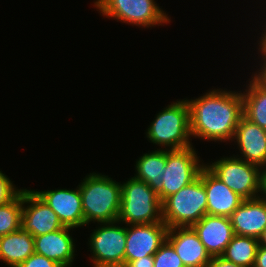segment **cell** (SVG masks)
Here are the masks:
<instances>
[{"instance_id":"6da1fadb","label":"cell","mask_w":266,"mask_h":267,"mask_svg":"<svg viewBox=\"0 0 266 267\" xmlns=\"http://www.w3.org/2000/svg\"><path fill=\"white\" fill-rule=\"evenodd\" d=\"M186 101L190 111L191 137L214 142H230L243 117L240 91L211 89L203 96Z\"/></svg>"},{"instance_id":"7a4b0ae2","label":"cell","mask_w":266,"mask_h":267,"mask_svg":"<svg viewBox=\"0 0 266 267\" xmlns=\"http://www.w3.org/2000/svg\"><path fill=\"white\" fill-rule=\"evenodd\" d=\"M84 226L118 220L121 203V182L105 174L92 172L79 184Z\"/></svg>"},{"instance_id":"3957f363","label":"cell","mask_w":266,"mask_h":267,"mask_svg":"<svg viewBox=\"0 0 266 267\" xmlns=\"http://www.w3.org/2000/svg\"><path fill=\"white\" fill-rule=\"evenodd\" d=\"M145 134L147 140L160 149L179 150L193 146L186 98L171 102L157 113Z\"/></svg>"},{"instance_id":"277c9868","label":"cell","mask_w":266,"mask_h":267,"mask_svg":"<svg viewBox=\"0 0 266 267\" xmlns=\"http://www.w3.org/2000/svg\"><path fill=\"white\" fill-rule=\"evenodd\" d=\"M118 221L126 225L163 223L162 202L147 183L134 177L121 183Z\"/></svg>"},{"instance_id":"5b68a950","label":"cell","mask_w":266,"mask_h":267,"mask_svg":"<svg viewBox=\"0 0 266 267\" xmlns=\"http://www.w3.org/2000/svg\"><path fill=\"white\" fill-rule=\"evenodd\" d=\"M207 215L203 167L199 176L162 202L163 223L168 228L191 227Z\"/></svg>"},{"instance_id":"8992f818","label":"cell","mask_w":266,"mask_h":267,"mask_svg":"<svg viewBox=\"0 0 266 267\" xmlns=\"http://www.w3.org/2000/svg\"><path fill=\"white\" fill-rule=\"evenodd\" d=\"M93 6L102 16L132 26L152 28L171 22L155 0H95Z\"/></svg>"},{"instance_id":"52a82bcc","label":"cell","mask_w":266,"mask_h":267,"mask_svg":"<svg viewBox=\"0 0 266 267\" xmlns=\"http://www.w3.org/2000/svg\"><path fill=\"white\" fill-rule=\"evenodd\" d=\"M229 189L244 199L261 196L262 169L234 154L205 164Z\"/></svg>"},{"instance_id":"ba28073f","label":"cell","mask_w":266,"mask_h":267,"mask_svg":"<svg viewBox=\"0 0 266 267\" xmlns=\"http://www.w3.org/2000/svg\"><path fill=\"white\" fill-rule=\"evenodd\" d=\"M100 225V226H99ZM120 221L98 223L88 238L93 267H124L126 227Z\"/></svg>"},{"instance_id":"9c48e42d","label":"cell","mask_w":266,"mask_h":267,"mask_svg":"<svg viewBox=\"0 0 266 267\" xmlns=\"http://www.w3.org/2000/svg\"><path fill=\"white\" fill-rule=\"evenodd\" d=\"M197 154L193 146L179 150H167L165 172L160 189L157 191L161 202L199 176L200 170L206 163L203 159H199L200 156Z\"/></svg>"},{"instance_id":"30bf717a","label":"cell","mask_w":266,"mask_h":267,"mask_svg":"<svg viewBox=\"0 0 266 267\" xmlns=\"http://www.w3.org/2000/svg\"><path fill=\"white\" fill-rule=\"evenodd\" d=\"M56 213L31 189L22 190L21 228L33 237L63 228Z\"/></svg>"},{"instance_id":"8fae6325","label":"cell","mask_w":266,"mask_h":267,"mask_svg":"<svg viewBox=\"0 0 266 267\" xmlns=\"http://www.w3.org/2000/svg\"><path fill=\"white\" fill-rule=\"evenodd\" d=\"M126 226L125 265L144 256H153L165 242L168 226L164 223Z\"/></svg>"},{"instance_id":"7c38bea8","label":"cell","mask_w":266,"mask_h":267,"mask_svg":"<svg viewBox=\"0 0 266 267\" xmlns=\"http://www.w3.org/2000/svg\"><path fill=\"white\" fill-rule=\"evenodd\" d=\"M34 192L56 213L64 227L76 229L84 226L79 185L76 189L60 188Z\"/></svg>"},{"instance_id":"4fadbf2b","label":"cell","mask_w":266,"mask_h":267,"mask_svg":"<svg viewBox=\"0 0 266 267\" xmlns=\"http://www.w3.org/2000/svg\"><path fill=\"white\" fill-rule=\"evenodd\" d=\"M237 143L240 156L248 163L266 168V130L250 122L244 116L240 119L233 140Z\"/></svg>"},{"instance_id":"5bb4252c","label":"cell","mask_w":266,"mask_h":267,"mask_svg":"<svg viewBox=\"0 0 266 267\" xmlns=\"http://www.w3.org/2000/svg\"><path fill=\"white\" fill-rule=\"evenodd\" d=\"M166 240L185 267H208L212 257L192 227L168 228Z\"/></svg>"},{"instance_id":"9a60e30c","label":"cell","mask_w":266,"mask_h":267,"mask_svg":"<svg viewBox=\"0 0 266 267\" xmlns=\"http://www.w3.org/2000/svg\"><path fill=\"white\" fill-rule=\"evenodd\" d=\"M211 257L221 256L234 236L230 217L205 215L191 226Z\"/></svg>"},{"instance_id":"2e32d148","label":"cell","mask_w":266,"mask_h":267,"mask_svg":"<svg viewBox=\"0 0 266 267\" xmlns=\"http://www.w3.org/2000/svg\"><path fill=\"white\" fill-rule=\"evenodd\" d=\"M70 227H63L51 233L34 237V251L51 259L62 267H71L75 258L74 238ZM76 250V251H75Z\"/></svg>"},{"instance_id":"e0dca14e","label":"cell","mask_w":266,"mask_h":267,"mask_svg":"<svg viewBox=\"0 0 266 267\" xmlns=\"http://www.w3.org/2000/svg\"><path fill=\"white\" fill-rule=\"evenodd\" d=\"M203 184L209 215L230 217L244 201V198L229 189L206 165L203 166Z\"/></svg>"},{"instance_id":"ac0fdd59","label":"cell","mask_w":266,"mask_h":267,"mask_svg":"<svg viewBox=\"0 0 266 267\" xmlns=\"http://www.w3.org/2000/svg\"><path fill=\"white\" fill-rule=\"evenodd\" d=\"M230 220L234 234L258 239L266 228V198L244 199Z\"/></svg>"},{"instance_id":"d6986e66","label":"cell","mask_w":266,"mask_h":267,"mask_svg":"<svg viewBox=\"0 0 266 267\" xmlns=\"http://www.w3.org/2000/svg\"><path fill=\"white\" fill-rule=\"evenodd\" d=\"M34 252V237L22 228L0 237V261L8 267H18Z\"/></svg>"},{"instance_id":"ffe728a7","label":"cell","mask_w":266,"mask_h":267,"mask_svg":"<svg viewBox=\"0 0 266 267\" xmlns=\"http://www.w3.org/2000/svg\"><path fill=\"white\" fill-rule=\"evenodd\" d=\"M167 162V150L157 149L144 153L135 163V179L144 181L156 192L162 184V176Z\"/></svg>"},{"instance_id":"44dd1931","label":"cell","mask_w":266,"mask_h":267,"mask_svg":"<svg viewBox=\"0 0 266 267\" xmlns=\"http://www.w3.org/2000/svg\"><path fill=\"white\" fill-rule=\"evenodd\" d=\"M245 90V91H244ZM242 93L243 116L266 130V88L252 76Z\"/></svg>"},{"instance_id":"7402d4cb","label":"cell","mask_w":266,"mask_h":267,"mask_svg":"<svg viewBox=\"0 0 266 267\" xmlns=\"http://www.w3.org/2000/svg\"><path fill=\"white\" fill-rule=\"evenodd\" d=\"M258 246L257 238L234 234L221 256L238 266L253 267Z\"/></svg>"},{"instance_id":"603a6c76","label":"cell","mask_w":266,"mask_h":267,"mask_svg":"<svg viewBox=\"0 0 266 267\" xmlns=\"http://www.w3.org/2000/svg\"><path fill=\"white\" fill-rule=\"evenodd\" d=\"M22 192L10 203L0 206V237L21 228Z\"/></svg>"},{"instance_id":"cb8c5ba5","label":"cell","mask_w":266,"mask_h":267,"mask_svg":"<svg viewBox=\"0 0 266 267\" xmlns=\"http://www.w3.org/2000/svg\"><path fill=\"white\" fill-rule=\"evenodd\" d=\"M154 267H185L173 246L165 240L153 255Z\"/></svg>"},{"instance_id":"d4e9b609","label":"cell","mask_w":266,"mask_h":267,"mask_svg":"<svg viewBox=\"0 0 266 267\" xmlns=\"http://www.w3.org/2000/svg\"><path fill=\"white\" fill-rule=\"evenodd\" d=\"M22 190L23 189L16 187L13 181L0 170V206L13 201Z\"/></svg>"},{"instance_id":"484cf974","label":"cell","mask_w":266,"mask_h":267,"mask_svg":"<svg viewBox=\"0 0 266 267\" xmlns=\"http://www.w3.org/2000/svg\"><path fill=\"white\" fill-rule=\"evenodd\" d=\"M18 267H62V266L57 262L34 252Z\"/></svg>"},{"instance_id":"4316f807","label":"cell","mask_w":266,"mask_h":267,"mask_svg":"<svg viewBox=\"0 0 266 267\" xmlns=\"http://www.w3.org/2000/svg\"><path fill=\"white\" fill-rule=\"evenodd\" d=\"M258 53L261 57L260 68L254 74L252 72V77L261 84L264 88H266V50L258 43ZM263 62V63H262Z\"/></svg>"},{"instance_id":"83f0119b","label":"cell","mask_w":266,"mask_h":267,"mask_svg":"<svg viewBox=\"0 0 266 267\" xmlns=\"http://www.w3.org/2000/svg\"><path fill=\"white\" fill-rule=\"evenodd\" d=\"M124 267H154L153 256H144L140 259L129 261Z\"/></svg>"},{"instance_id":"f1b7e54d","label":"cell","mask_w":266,"mask_h":267,"mask_svg":"<svg viewBox=\"0 0 266 267\" xmlns=\"http://www.w3.org/2000/svg\"><path fill=\"white\" fill-rule=\"evenodd\" d=\"M208 267H241V266H238L235 263H232L231 261L224 259L222 256H215L212 257L210 263L208 264Z\"/></svg>"},{"instance_id":"f546056e","label":"cell","mask_w":266,"mask_h":267,"mask_svg":"<svg viewBox=\"0 0 266 267\" xmlns=\"http://www.w3.org/2000/svg\"><path fill=\"white\" fill-rule=\"evenodd\" d=\"M253 267H266V247L258 246Z\"/></svg>"},{"instance_id":"4dcf8cb0","label":"cell","mask_w":266,"mask_h":267,"mask_svg":"<svg viewBox=\"0 0 266 267\" xmlns=\"http://www.w3.org/2000/svg\"><path fill=\"white\" fill-rule=\"evenodd\" d=\"M261 196L266 198V168L262 169Z\"/></svg>"},{"instance_id":"1f68e13d","label":"cell","mask_w":266,"mask_h":267,"mask_svg":"<svg viewBox=\"0 0 266 267\" xmlns=\"http://www.w3.org/2000/svg\"><path fill=\"white\" fill-rule=\"evenodd\" d=\"M266 27V24H265ZM265 29V30H264ZM263 29L261 36L259 37L258 43L266 50V28Z\"/></svg>"},{"instance_id":"d6a6232c","label":"cell","mask_w":266,"mask_h":267,"mask_svg":"<svg viewBox=\"0 0 266 267\" xmlns=\"http://www.w3.org/2000/svg\"><path fill=\"white\" fill-rule=\"evenodd\" d=\"M258 243H259V246L266 247V228L264 229V231L258 238Z\"/></svg>"}]
</instances>
